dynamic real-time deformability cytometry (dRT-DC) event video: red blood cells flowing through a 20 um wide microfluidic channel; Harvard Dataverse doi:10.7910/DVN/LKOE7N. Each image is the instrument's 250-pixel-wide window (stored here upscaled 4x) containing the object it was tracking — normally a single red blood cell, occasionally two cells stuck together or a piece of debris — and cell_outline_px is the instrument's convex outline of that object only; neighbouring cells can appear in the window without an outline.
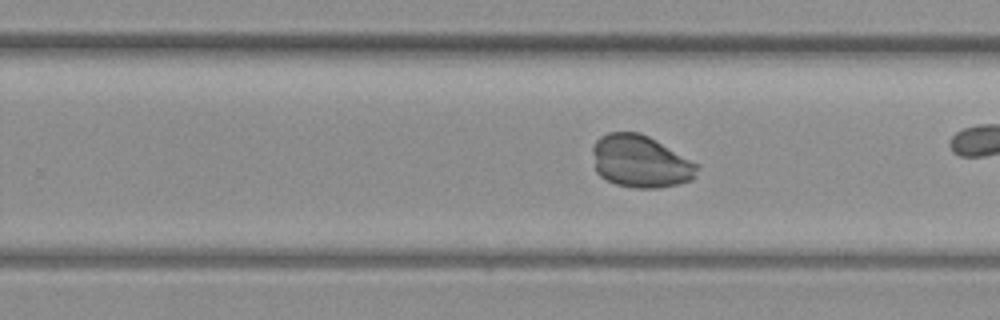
{"species": "common noctule bat (a hibernating species)", "species_latin": "Nyctalus noctula", "temperature_condition": "warm", "stored_images_in_passage": 33, "camera_frame_rate_fps": 3000, "um_per_image_px": 0.085, "animal": {"sex": "female", "body_mass_g": 19.3, "forearm_length_mm": 54.1}, "frame": {"image": 1, "passage_image": 24, "time_ms": 7.667, "image_size_px": [1000, 320], "cell_outline_px": [[700, 168], [692, 180], [660, 188], [636, 188], [616, 184], [600, 176], [596, 172], [592, 152], [592, 148], [596, 140], [600, 136], [608, 132], [640, 132], [648, 136], [700, 164]], "centroid_in_image_um": [54.45, 13.72], "position_along_channel_um": 275.4, "area_um2": 32.08}}